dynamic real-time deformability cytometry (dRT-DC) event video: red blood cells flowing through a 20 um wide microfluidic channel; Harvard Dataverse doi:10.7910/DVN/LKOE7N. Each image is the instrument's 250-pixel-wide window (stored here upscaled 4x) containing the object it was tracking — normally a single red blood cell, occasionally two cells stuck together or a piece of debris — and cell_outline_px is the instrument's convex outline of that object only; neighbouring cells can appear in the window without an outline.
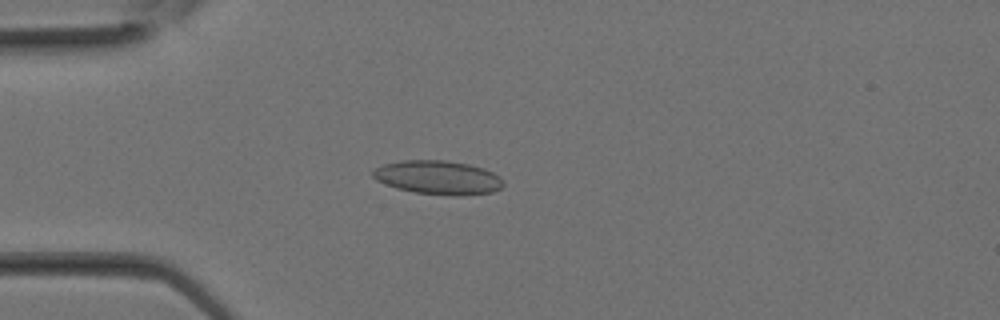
{"species": "Egyptian fruit bat (a non-hibernating species)", "species_latin": "Rousettus aegyptiacus", "temperature_condition": "room temperature", "stored_images_in_passage": 12, "camera_frame_rate_fps": 3000, "um_per_image_px": 0.085, "animal": {"sex": "female"}, "frame": {"image": 1, "passage_image": 8, "time_ms": 2.333, "image_size_px": [1000, 320], "cell_outline_px": [[504, 184], [500, 188], [492, 192], [460, 196], [452, 196], [416, 192], [396, 188], [384, 184], [376, 180], [372, 176], [372, 172], [376, 168], [384, 164], [400, 160], [448, 160], [468, 164], [484, 168], [500, 176], [504, 180]], "centroid_in_image_um": [37.24, 15.08], "position_along_channel_um": 47.8, "area_um2": 25.89}}
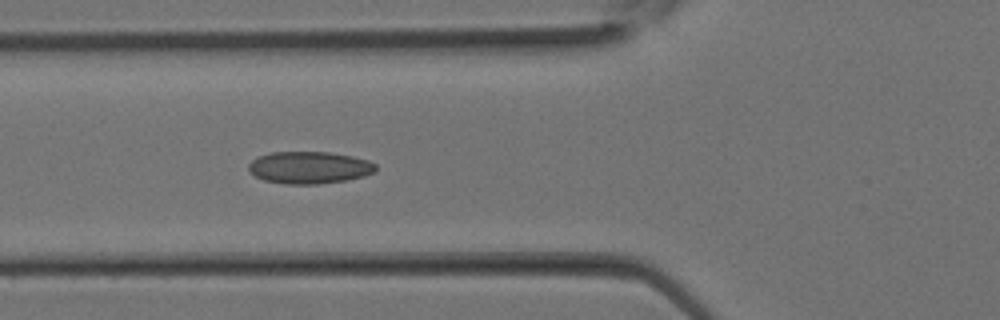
{"frame": {"image": 2, "passage_image": 11, "time_ms": 3.333, "image_size_px": [1000, 320], "cell_outline_px": [[376, 172], [364, 176], [348, 180], [316, 184], [284, 184], [264, 180], [256, 176], [248, 168], [248, 164], [256, 156], [272, 152], [332, 152], [352, 156], [368, 160], [376, 164]], "centroid_in_image_um": [26.31, 14.24], "position_along_channel_um": 99.5, "area_um2": 23.99}}